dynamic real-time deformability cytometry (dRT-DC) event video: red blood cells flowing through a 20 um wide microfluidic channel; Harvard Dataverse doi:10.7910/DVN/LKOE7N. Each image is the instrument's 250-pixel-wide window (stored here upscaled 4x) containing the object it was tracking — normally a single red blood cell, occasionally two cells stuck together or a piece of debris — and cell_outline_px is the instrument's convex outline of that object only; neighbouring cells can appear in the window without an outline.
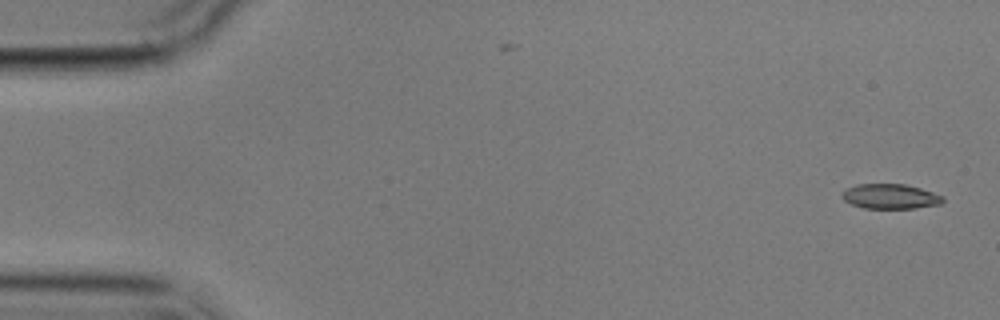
{"species": "common noctule bat (a hibernating species)", "species_latin": "Nyctalus noctula", "temperature_condition": "cold", "stored_images_in_passage": 6, "camera_frame_rate_fps": 3000, "um_per_image_px": 0.085, "animal": {"sex": "male", "body_mass_g": 17.9}, "frame": {"image": 1, "passage_image": 1, "time_ms": 0.0, "image_size_px": [1000, 320], "cell_outline_px": [[944, 200], [940, 204], [916, 208], [864, 208], [852, 204], [844, 200], [840, 196], [840, 192], [844, 188], [856, 184], [904, 184], [920, 188], [944, 196]], "centroid_in_image_um": [75.63, 16.68], "position_along_channel_um": 9.4, "area_um2": 14.74}}
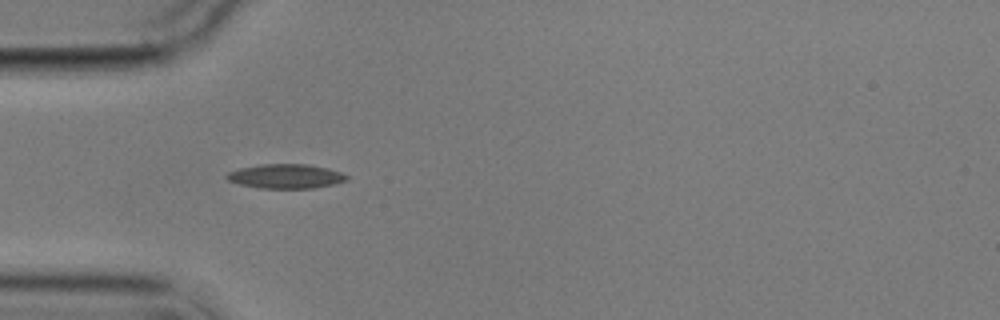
{"frame": {"image": 2, "passage_image": 5, "time_ms": 5.0, "image_size_px": [1000, 320], "cell_outline_px": [[348, 180], [336, 184], [316, 188], [260, 188], [240, 184], [228, 180], [224, 176], [228, 172], [240, 168], [260, 164], [308, 164], [328, 168], [340, 172], [348, 176]], "centroid_in_image_um": [24.32, 14.98], "position_along_channel_um": 60.7, "area_um2": 17.11}}
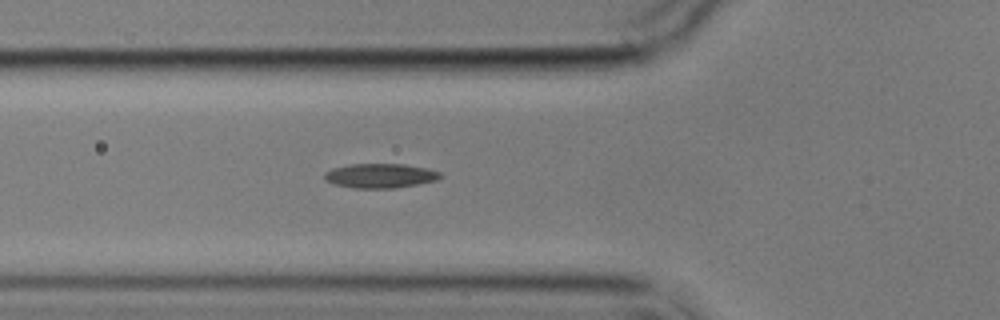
{"frame": {"image": 3, "passage_image": 6, "time_ms": 6.0, "image_size_px": [1000, 320], "cell_outline_px": [[444, 176], [436, 180], [396, 188], [352, 188], [332, 184], [324, 176], [324, 172], [332, 168], [348, 164], [404, 164], [428, 168], [440, 172]], "centroid_in_image_um": [32.32, 14.93], "position_along_channel_um": 93.5, "area_um2": 16.59}}